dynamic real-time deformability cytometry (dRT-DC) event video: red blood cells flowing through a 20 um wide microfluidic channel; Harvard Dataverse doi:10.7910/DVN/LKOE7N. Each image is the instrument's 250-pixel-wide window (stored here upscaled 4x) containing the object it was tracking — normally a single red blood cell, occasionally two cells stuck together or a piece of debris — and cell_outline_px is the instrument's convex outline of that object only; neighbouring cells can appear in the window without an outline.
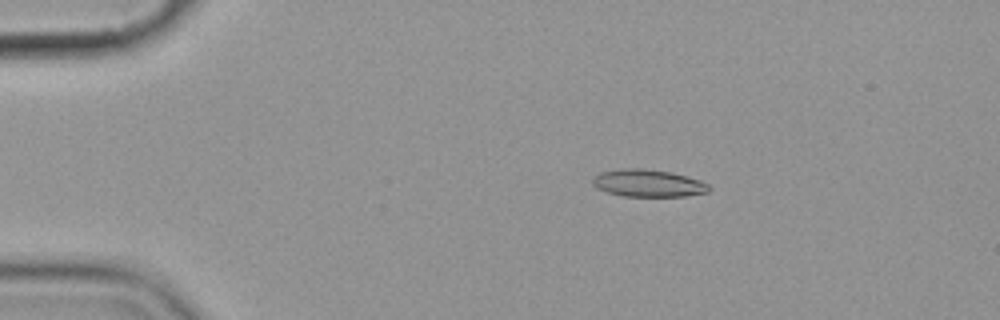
{"species": "common noctule bat (a hibernating species)", "species_latin": "Nyctalus noctula", "temperature_condition": "cold", "stored_images_in_passage": 5, "camera_frame_rate_fps": 3000, "um_per_image_px": 0.085, "animal": {"sex": "female", "body_mass_g": 19.9}, "frame": {"image": 1, "passage_image": 3, "time_ms": 2.333, "image_size_px": [1000, 320], "cell_outline_px": [[712, 188], [708, 192], [688, 196], [620, 196], [596, 188], [592, 184], [592, 180], [600, 172], [624, 168], [640, 168], [672, 172], [700, 180], [708, 184]], "centroid_in_image_um": [55.11, 15.57], "position_along_channel_um": 29.9, "area_um2": 18.61}}